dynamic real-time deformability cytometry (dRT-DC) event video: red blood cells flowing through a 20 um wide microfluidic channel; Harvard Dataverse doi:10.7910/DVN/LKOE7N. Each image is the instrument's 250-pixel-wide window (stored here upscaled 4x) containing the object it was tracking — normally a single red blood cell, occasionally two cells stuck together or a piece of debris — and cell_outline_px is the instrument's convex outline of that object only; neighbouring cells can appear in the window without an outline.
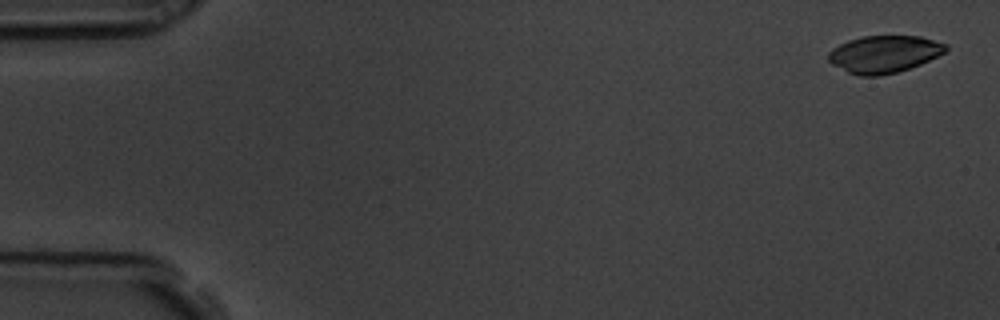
{"species": "common noctule bat (a hibernating species)", "species_latin": "Nyctalus noctula", "temperature_condition": "room temperature", "stored_images_in_passage": 6, "camera_frame_rate_fps": 3000, "um_per_image_px": 0.085, "animal": {"sex": "male", "body_mass_g": 19.5, "forearm_length_mm": 54.6}, "frame": {"image": 1, "passage_image": 1, "time_ms": 0.0, "image_size_px": [1000, 320], "cell_outline_px": [[948, 48], [944, 52], [920, 64], [896, 72], [876, 76], [860, 76], [848, 72], [832, 64], [828, 60], [828, 52], [832, 48], [848, 40], [864, 36], [920, 36], [948, 44]], "centroid_in_image_um": [75.13, 4.59], "position_along_channel_um": 9.9, "area_um2": 25.26}}
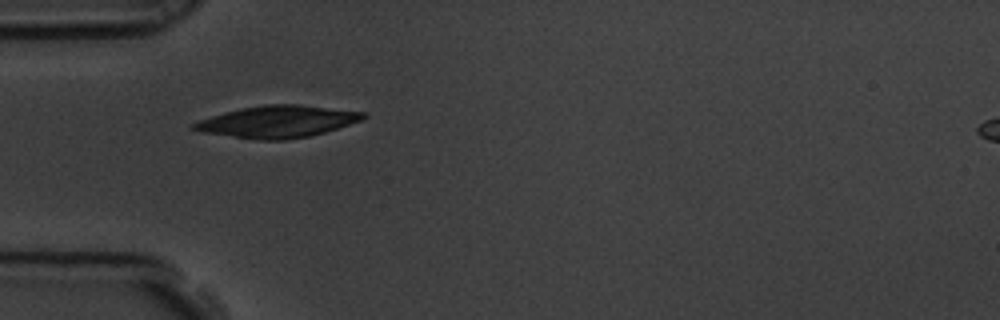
{"frame": {"image": 2, "passage_image": 5, "time_ms": 1.333, "image_size_px": [1000, 320], "cell_outline_px": [[368, 116], [360, 120], [324, 132], [308, 136], [284, 140], [260, 140], [200, 132], [192, 128], [192, 124], [200, 120], [224, 112], [240, 108], [264, 104], [300, 104], [368, 112]], "centroid_in_image_um": [23.6, 10.32], "position_along_channel_um": 61.4, "area_um2": 31.39}}
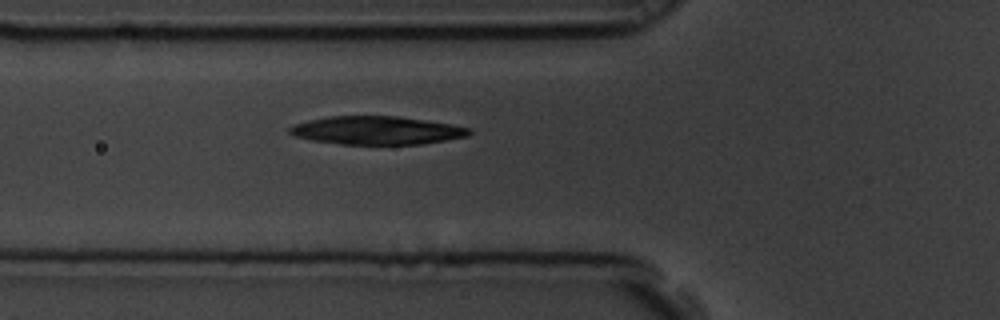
{"frame": {"image": 3, "passage_image": 6, "time_ms": 1.667, "image_size_px": [1000, 320], "cell_outline_px": [[472, 132], [468, 136], [424, 144], [340, 144], [312, 140], [296, 136], [288, 132], [288, 128], [296, 124], [308, 120], [328, 116], [400, 116], [472, 128]], "centroid_in_image_um": [32.03, 11.08], "position_along_channel_um": 93.8, "area_um2": 29.48}}